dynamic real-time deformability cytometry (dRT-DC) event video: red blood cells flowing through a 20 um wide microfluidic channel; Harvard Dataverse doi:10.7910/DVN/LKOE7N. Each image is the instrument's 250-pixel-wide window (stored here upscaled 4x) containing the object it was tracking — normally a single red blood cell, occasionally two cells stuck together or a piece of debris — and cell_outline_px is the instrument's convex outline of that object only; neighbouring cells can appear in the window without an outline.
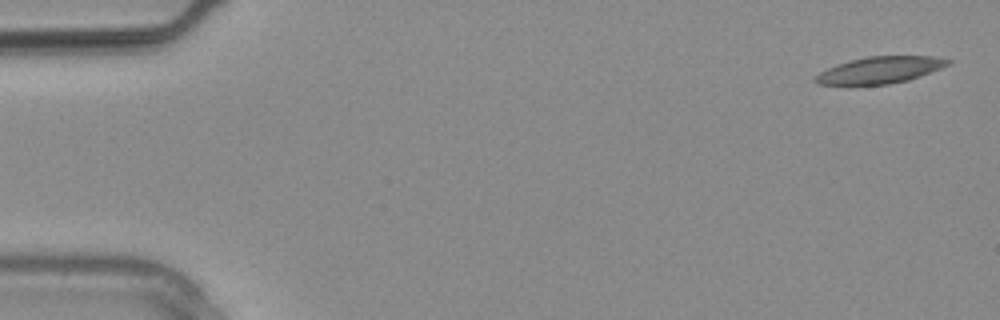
{"species": "common noctule bat (a hibernating species)", "species_latin": "Nyctalus noctula", "temperature_condition": "warm", "stored_images_in_passage": 12, "camera_frame_rate_fps": 3000, "um_per_image_px": 0.085, "animal": {"sex": "male", "body_mass_g": 20.4}, "frame": {"image": 1, "passage_image": 1, "time_ms": 0.0, "image_size_px": [1000, 320], "cell_outline_px": [[952, 64], [908, 80], [888, 84], [816, 84], [812, 80], [820, 72], [836, 64], [848, 60], [868, 56], [932, 56], [952, 60]], "centroid_in_image_um": [74.8, 5.94], "position_along_channel_um": 10.2, "area_um2": 20.52}}
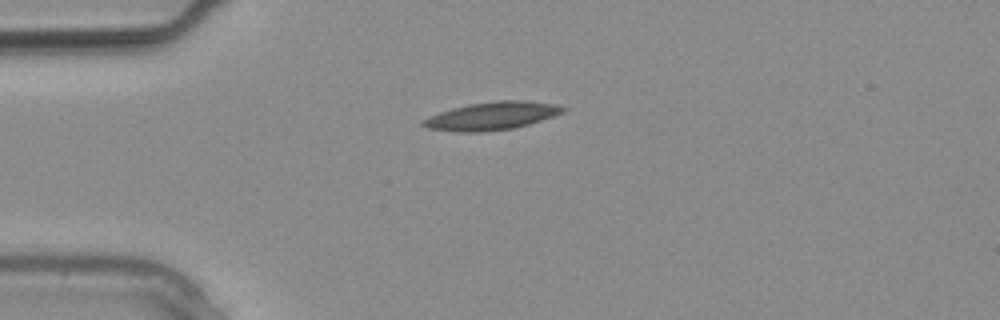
{"frame": {"image": 2, "passage_image": 7, "time_ms": 2.0, "image_size_px": [1000, 320], "cell_outline_px": [[568, 108], [564, 112], [516, 128], [484, 132], [456, 132], [428, 128], [420, 124], [420, 120], [440, 112], [452, 108], [468, 104], [496, 100], [524, 100], [556, 104]], "centroid_in_image_um": [41.79, 9.85], "position_along_channel_um": 43.2, "area_um2": 22.95}}